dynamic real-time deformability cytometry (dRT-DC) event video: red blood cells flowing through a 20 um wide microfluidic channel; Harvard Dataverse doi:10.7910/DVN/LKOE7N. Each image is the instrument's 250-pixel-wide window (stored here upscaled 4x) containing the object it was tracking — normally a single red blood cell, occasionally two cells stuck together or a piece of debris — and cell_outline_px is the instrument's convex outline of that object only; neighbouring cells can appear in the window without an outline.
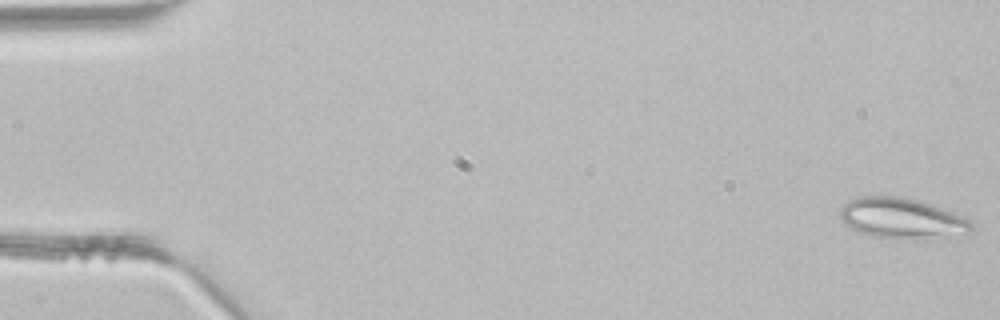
{"species": "common noctule bat (a hibernating species)", "species_latin": "Nyctalus noctula", "temperature_condition": "room temperature", "stored_images_in_passage": 5, "camera_frame_rate_fps": 3000, "um_per_image_px": 0.085, "animal": {"sex": "male", "body_mass_g": 21.5, "forearm_length_mm": 52.0}, "frame": {"image": 1, "passage_image": 1, "time_ms": 0.0, "image_size_px": [1000, 320], "cell_outline_px": [[972, 228], [968, 236], [924, 240], [908, 240], [872, 236], [860, 232], [844, 224], [840, 216], [840, 208], [848, 200], [860, 196], [900, 196], [920, 200], [932, 204], [972, 220]], "centroid_in_image_um": [76.74, 18.59], "position_along_channel_um": 8.3, "area_um2": 32.02}}